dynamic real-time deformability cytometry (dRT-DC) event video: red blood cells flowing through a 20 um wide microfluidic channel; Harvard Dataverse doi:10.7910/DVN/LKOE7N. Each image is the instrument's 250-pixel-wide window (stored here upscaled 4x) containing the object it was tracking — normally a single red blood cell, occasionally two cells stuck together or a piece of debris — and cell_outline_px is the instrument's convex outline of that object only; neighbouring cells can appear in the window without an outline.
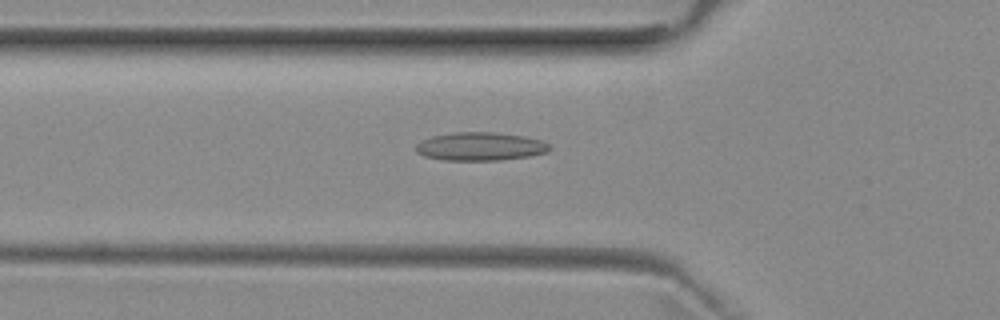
{"species": "common noctule bat (a hibernating species)", "species_latin": "Nyctalus noctula", "temperature_condition": "room temperature", "stored_images_in_passage": 37, "camera_frame_rate_fps": 3000, "um_per_image_px": 0.085, "animal": {"sex": "female", "body_mass_g": 29.2, "forearm_length_mm": 56.3}, "frame": {"image": 1, "passage_image": 3, "time_ms": 0.667, "image_size_px": [1000, 320], "cell_outline_px": [[552, 148], [548, 152], [528, 156], [500, 160], [444, 160], [424, 156], [416, 152], [416, 144], [420, 140], [432, 136], [452, 132], [496, 132], [524, 136], [544, 140]], "centroid_in_image_um": [40.83, 12.44], "position_along_channel_um": 85.0, "area_um2": 22.25}}
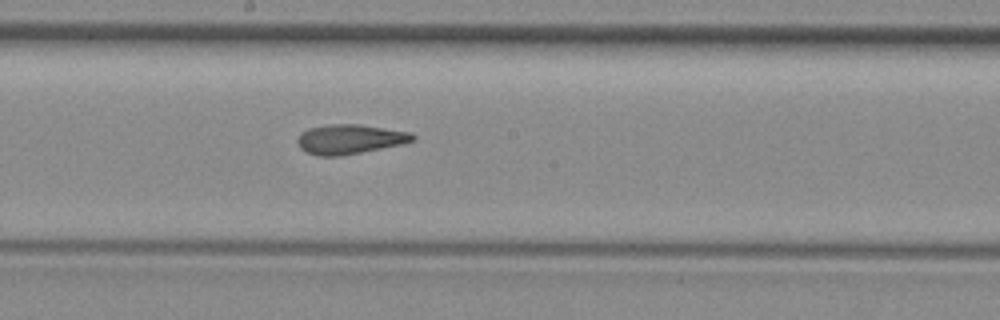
{"frame": {"image": 2, "passage_image": 13, "time_ms": 4.0, "image_size_px": [1000, 320], "cell_outline_px": [[416, 140], [404, 144], [340, 156], [316, 156], [300, 148], [296, 140], [300, 132], [308, 128], [328, 124], [360, 124], [412, 132], [416, 136]], "centroid_in_image_um": [29.75, 11.82], "position_along_channel_um": 218.4, "area_um2": 20.17}}
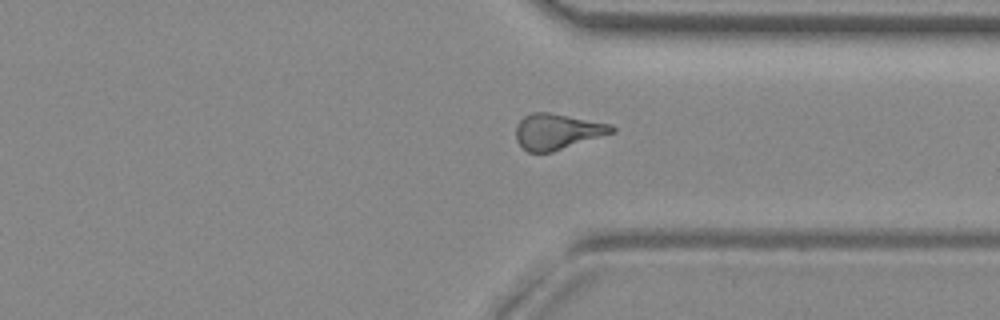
{"frame": {"image": 3, "passage_image": 24, "time_ms": 7.667, "image_size_px": [1000, 320], "cell_outline_px": [[616, 132], [552, 152], [528, 152], [516, 140], [516, 128], [520, 120], [524, 116], [532, 112], [548, 112], [612, 124], [616, 128]], "centroid_in_image_um": [47.4, 11.18], "position_along_channel_um": 364.0, "area_um2": 19.94}, "authors_computed_cell_mechanics": {"area_um2": 19.8254, "velocity_mm_per_s": 3.9822, "shape_relaxation_time_tau1_ms": null, "shape_relaxation_time_tau2_ms": 2.0099, "deformation_change_tau1": null, "deformation_change_tau2": 0.1083}}